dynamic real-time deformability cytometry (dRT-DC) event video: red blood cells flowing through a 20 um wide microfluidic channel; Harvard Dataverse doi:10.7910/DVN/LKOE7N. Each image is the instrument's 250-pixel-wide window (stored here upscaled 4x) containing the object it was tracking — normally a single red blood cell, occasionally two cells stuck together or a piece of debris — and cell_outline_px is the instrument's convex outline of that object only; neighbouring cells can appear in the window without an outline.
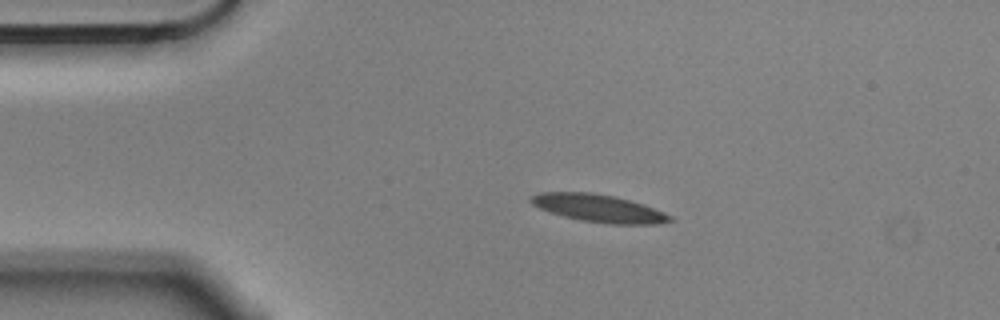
{"species": "Egyptian fruit bat (a non-hibernating species)", "species_latin": "Rousettus aegyptiacus", "temperature_condition": "cold", "stored_images_in_passage": 46, "camera_frame_rate_fps": 3000, "um_per_image_px": 0.085, "animal": {"sex": "male"}, "frame": {"image": 1, "passage_image": 1, "time_ms": 0.0, "image_size_px": [1000, 320], "cell_outline_px": [[676, 220], [660, 224], [608, 224], [580, 220], [564, 216], [540, 208], [532, 204], [528, 200], [532, 196], [540, 192], [592, 192], [612, 196], [644, 204], [664, 212], [672, 216]], "centroid_in_image_um": [50.93, 17.71], "position_along_channel_um": 34.1, "area_um2": 22.37}}
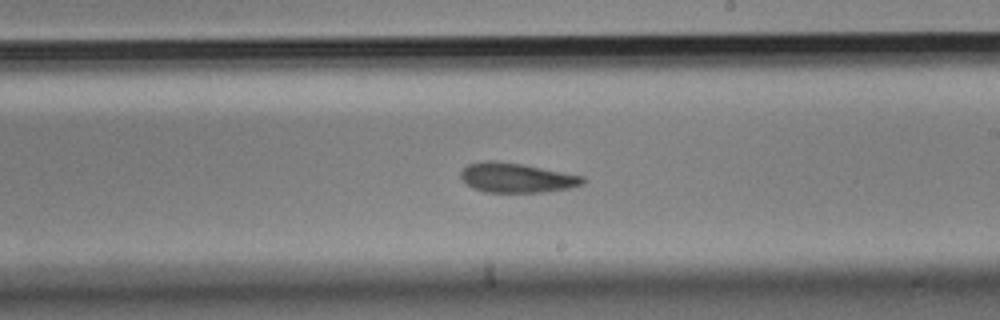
{"frame": {"image": 2, "passage_image": 22, "time_ms": 7.0, "image_size_px": [1000, 320], "cell_outline_px": [[584, 184], [568, 188], [544, 192], [484, 192], [472, 188], [460, 176], [460, 172], [468, 164], [484, 160], [492, 160], [520, 164], [584, 176]], "centroid_in_image_um": [43.89, 15.11], "position_along_channel_um": 245.1, "area_um2": 20.87}}
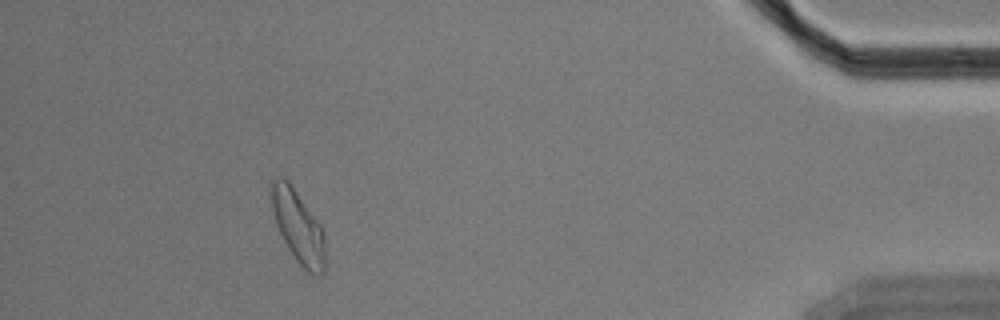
{"frame": {"image": 3, "passage_image": 41, "time_ms": 13.333, "image_size_px": [1000, 320], "cell_outline_px": [[324, 272], [320, 276], [316, 276], [308, 272], [296, 260], [288, 248], [276, 224], [268, 192], [272, 180], [276, 176], [284, 176], [288, 180], [324, 228]], "centroid_in_image_um": [25.32, 19.2], "position_along_channel_um": 409.9, "area_um2": 23.06}, "authors_computed_cell_mechanics": {"area_um2": 21.9351, "velocity_mm_per_s": 3.5363, "shape_relaxation_time_tau1_ms": null, "shape_relaxation_time_tau2_ms": 4.9944, "deformation_change_tau1": null, "deformation_change_tau2": 0.1211}}